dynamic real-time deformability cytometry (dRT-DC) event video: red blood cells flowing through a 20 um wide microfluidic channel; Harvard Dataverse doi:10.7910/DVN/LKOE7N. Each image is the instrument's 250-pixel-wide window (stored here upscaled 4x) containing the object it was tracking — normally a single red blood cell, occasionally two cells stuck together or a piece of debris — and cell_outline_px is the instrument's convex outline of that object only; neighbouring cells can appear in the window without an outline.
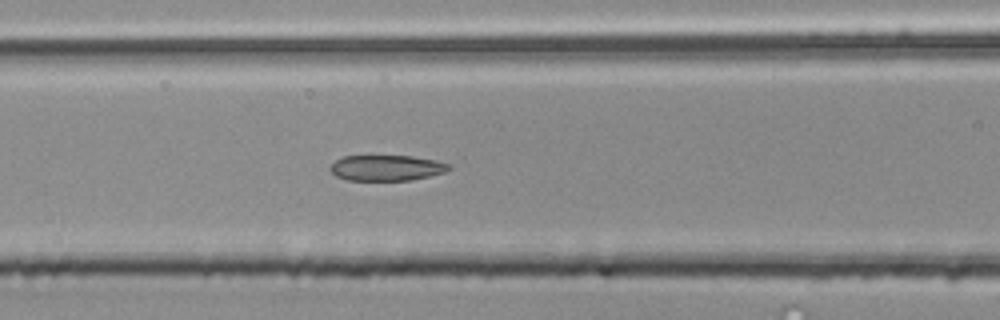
{"species": "common noctule bat (a hibernating species)", "species_latin": "Nyctalus noctula", "temperature_condition": "room temperature", "stored_images_in_passage": 53, "segment_of_instrument_passage": [2, 2], "camera_frame_rate_fps": 3000, "um_per_image_px": 0.085, "animal": {"sex": "male", "body_mass_g": 20.4}, "frame": {"image": 1, "passage_image": 21, "time_ms": 6.667, "image_size_px": [1000, 320], "cell_outline_px": [[452, 168], [444, 172], [412, 180], [348, 180], [336, 176], [328, 168], [336, 160], [344, 156], [412, 156], [436, 160], [448, 164]], "centroid_in_image_um": [32.85, 14.27], "position_along_channel_um": 133.8, "area_um2": 17.63}}
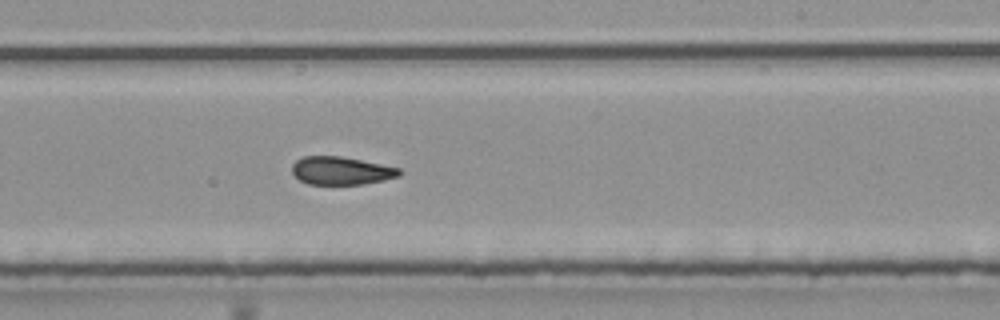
{"frame": {"image": 2, "passage_image": 31, "time_ms": 10.0, "image_size_px": [1000, 320], "cell_outline_px": [[404, 172], [400, 176], [384, 180], [364, 184], [308, 184], [300, 180], [292, 172], [292, 164], [296, 160], [304, 156], [340, 156], [400, 168]], "centroid_in_image_um": [29.02, 14.51], "position_along_channel_um": 260.0, "area_um2": 17.51}}
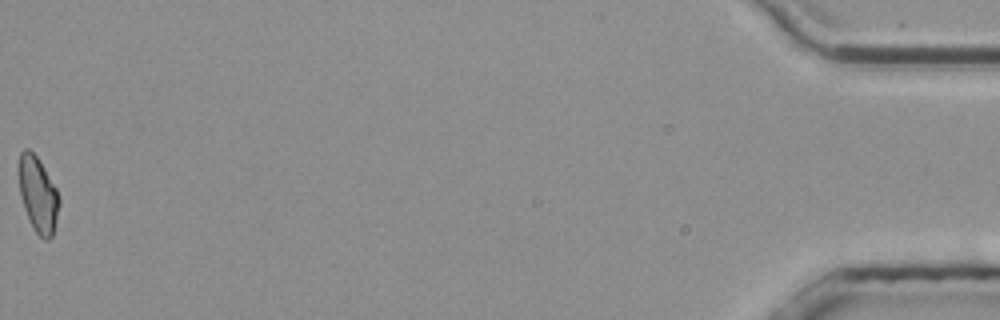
{"frame": {"image": 3, "passage_image": 53, "time_ms": 17.333, "image_size_px": [1000, 320], "cell_outline_px": [[60, 204], [52, 236], [48, 240], [44, 240], [32, 228], [24, 208], [20, 196], [16, 168], [20, 152], [24, 148], [28, 148], [36, 156], [56, 188], [60, 200]], "centroid_in_image_um": [3.18, 16.51], "position_along_channel_um": 432.0, "area_um2": 18.03}}